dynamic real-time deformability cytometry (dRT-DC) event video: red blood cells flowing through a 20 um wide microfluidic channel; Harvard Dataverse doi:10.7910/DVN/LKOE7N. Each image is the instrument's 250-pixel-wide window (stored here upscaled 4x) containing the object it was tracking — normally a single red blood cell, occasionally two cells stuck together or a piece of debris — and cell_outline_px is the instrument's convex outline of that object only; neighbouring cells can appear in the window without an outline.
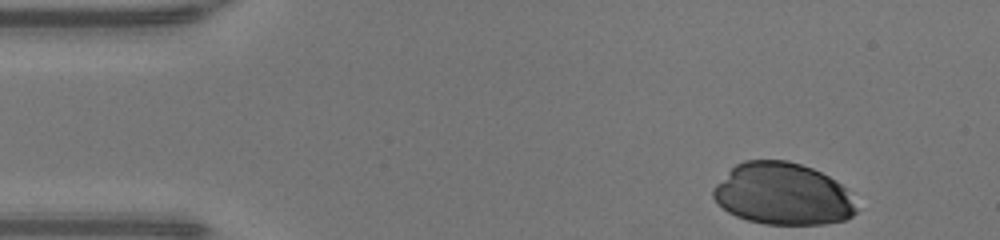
{"species": "human", "species_latin": "Homo sapiens", "temperature_condition": "warm", "stored_images_in_passage": 34, "camera_frame_rate_fps": 3000, "um_per_image_px": 0.085, "donor": {"sex": "male"}, "frame": {"image": 1, "passage_image": 1, "time_ms": 0.0, "image_size_px": [1000, 240], "cell_outline_px": [[856, 212], [852, 216], [844, 220], [824, 224], [764, 224], [748, 220], [736, 216], [728, 212], [712, 196], [712, 188], [736, 164], [744, 160], [788, 160], [812, 168], [836, 180], [844, 188], [856, 208]], "centroid_in_image_um": [66.51, 16.49], "position_along_channel_um": 18.5, "area_um2": 51.33}}
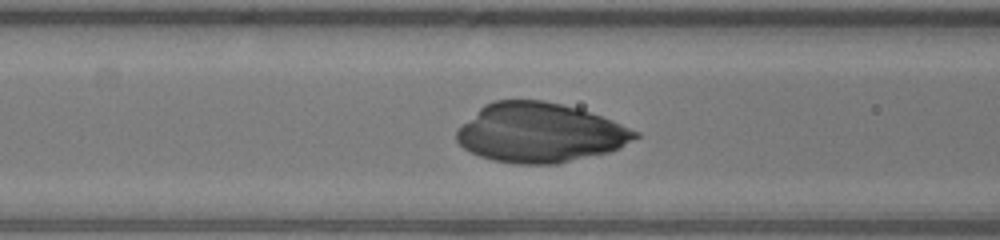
{"frame": {"image": 2, "passage_image": 15, "time_ms": 4.667, "image_size_px": [1000, 240], "cell_outline_px": [[640, 136], [620, 148], [608, 152], [556, 164], [516, 164], [492, 160], [480, 156], [464, 148], [456, 140], [456, 128], [484, 104], [492, 100], [544, 100], [580, 108], [612, 120], [640, 132]], "centroid_in_image_um": [45.88, 11.27], "position_along_channel_um": 120.7, "area_um2": 62.14}}
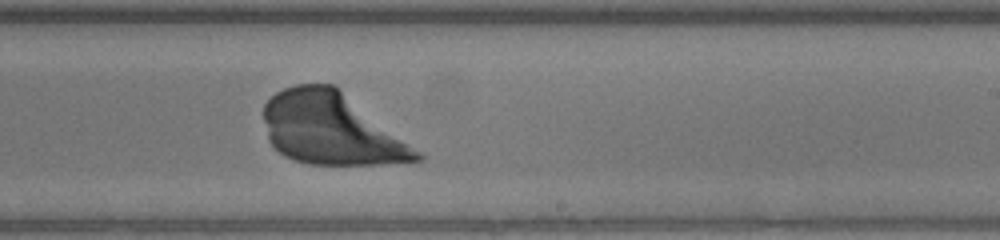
{"frame": {"image": 3, "passage_image": 25, "time_ms": 8.0, "image_size_px": [1000, 240], "cell_outline_px": [[424, 160], [380, 164], [308, 164], [292, 160], [284, 156], [268, 140], [264, 120], [264, 104], [276, 92], [284, 88], [296, 84], [332, 84], [420, 152], [424, 156]], "centroid_in_image_um": [28.09, 10.97], "position_along_channel_um": 260.9, "area_um2": 63.06}}